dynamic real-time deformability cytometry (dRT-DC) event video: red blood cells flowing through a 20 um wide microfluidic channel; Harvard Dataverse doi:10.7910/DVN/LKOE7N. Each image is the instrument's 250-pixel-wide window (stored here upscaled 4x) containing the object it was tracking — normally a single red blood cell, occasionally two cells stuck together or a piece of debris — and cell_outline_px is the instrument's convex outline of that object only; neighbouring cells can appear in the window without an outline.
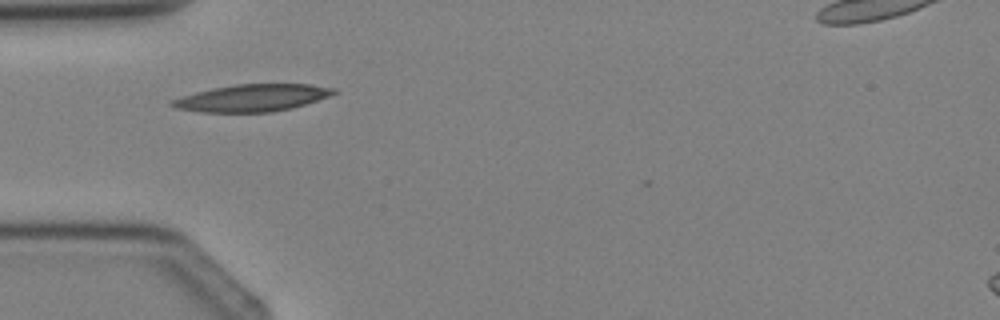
{"species": "Egyptian fruit bat (a non-hibernating species)", "species_latin": "Rousettus aegyptiacus", "temperature_condition": "cold", "stored_images_in_passage": 2, "camera_frame_rate_fps": 3000, "um_per_image_px": 0.085, "animal": {"sex": "female"}, "frame": {"image": 1, "passage_image": 1, "time_ms": 0.0, "image_size_px": [1000, 320], "cell_outline_px": [[340, 92], [292, 108], [272, 112], [200, 112], [176, 108], [168, 104], [168, 100], [180, 96], [212, 88], [236, 84], [308, 84], [336, 88]], "centroid_in_image_um": [21.39, 8.32], "position_along_channel_um": 63.6, "area_um2": 25.66}}
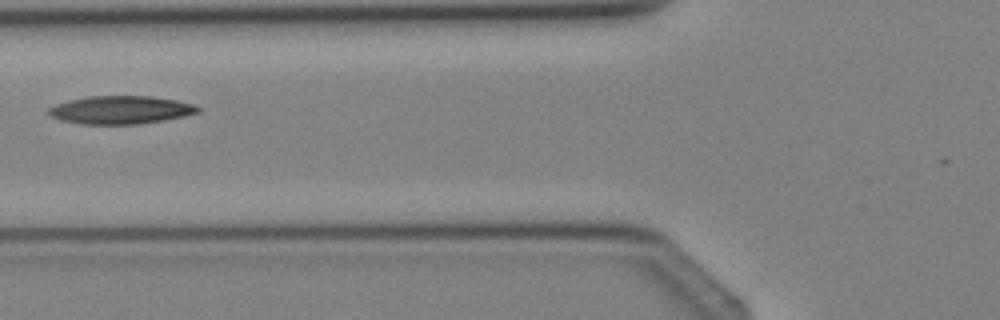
{"frame": {"image": 2, "passage_image": 2, "time_ms": 1.0, "image_size_px": [1000, 320], "cell_outline_px": [[204, 108], [200, 112], [184, 116], [164, 120], [136, 124], [80, 124], [60, 120], [52, 116], [48, 112], [48, 108], [56, 104], [68, 100], [88, 96], [152, 96], [176, 100], [196, 104]], "centroid_in_image_um": [10.3, 9.34], "position_along_channel_um": 115.5, "area_um2": 24.62}}